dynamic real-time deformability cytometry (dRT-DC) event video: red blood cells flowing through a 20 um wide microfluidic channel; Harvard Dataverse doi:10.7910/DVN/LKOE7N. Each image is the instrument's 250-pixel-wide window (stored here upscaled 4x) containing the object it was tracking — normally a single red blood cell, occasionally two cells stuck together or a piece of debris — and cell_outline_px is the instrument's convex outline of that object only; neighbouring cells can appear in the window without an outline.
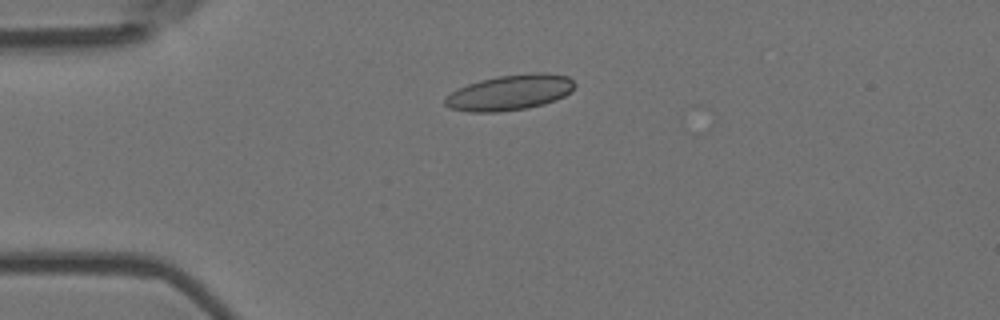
{"species": "Egyptian fruit bat (a non-hibernating species)", "species_latin": "Rousettus aegyptiacus", "temperature_condition": "room temperature", "stored_images_in_passage": 2, "camera_frame_rate_fps": 3000, "um_per_image_px": 0.085, "animal": {"sex": "female"}, "frame": {"image": 1, "passage_image": 2, "time_ms": 0.333, "image_size_px": [1000, 320], "cell_outline_px": [[576, 84], [564, 96], [556, 100], [544, 104], [528, 108], [500, 112], [468, 112], [448, 108], [444, 104], [444, 100], [452, 92], [468, 84], [480, 80], [500, 76], [528, 72], [544, 72], [568, 76]], "centroid_in_image_um": [43.34, 7.86], "position_along_channel_um": 41.7, "area_um2": 26.82}}